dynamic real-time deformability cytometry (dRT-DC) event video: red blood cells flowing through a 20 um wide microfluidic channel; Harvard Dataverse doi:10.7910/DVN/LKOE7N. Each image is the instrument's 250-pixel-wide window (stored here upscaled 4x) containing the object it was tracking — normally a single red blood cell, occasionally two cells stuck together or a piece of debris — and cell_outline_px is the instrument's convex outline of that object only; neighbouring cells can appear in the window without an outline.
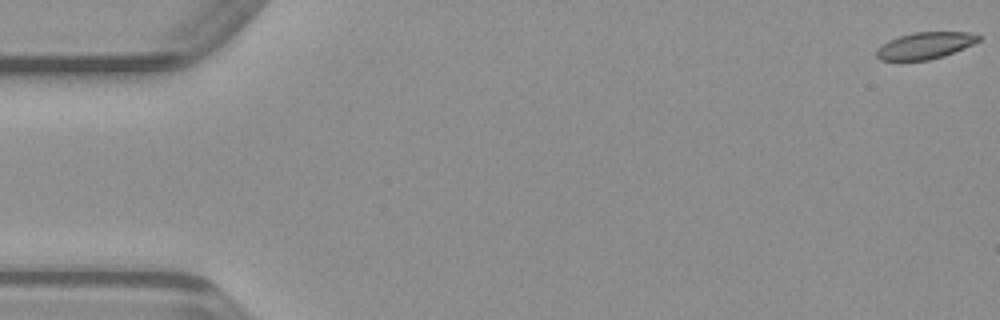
{"species": "common noctule bat (a hibernating species)", "species_latin": "Nyctalus noctula", "temperature_condition": "warm", "stored_images_in_passage": 50, "camera_frame_rate_fps": 3000, "um_per_image_px": 0.085, "animal": {"sex": "male", "body_mass_g": 23.1, "forearm_length_mm": 52.7}, "frame": {"image": 1, "passage_image": 1, "time_ms": 0.0, "image_size_px": [1000, 320], "cell_outline_px": [[980, 40], [964, 48], [944, 56], [928, 60], [880, 60], [876, 56], [876, 52], [888, 40], [900, 36], [916, 32], [968, 32], [980, 36]], "centroid_in_image_um": [78.65, 3.87], "position_along_channel_um": 6.4, "area_um2": 15.61}}
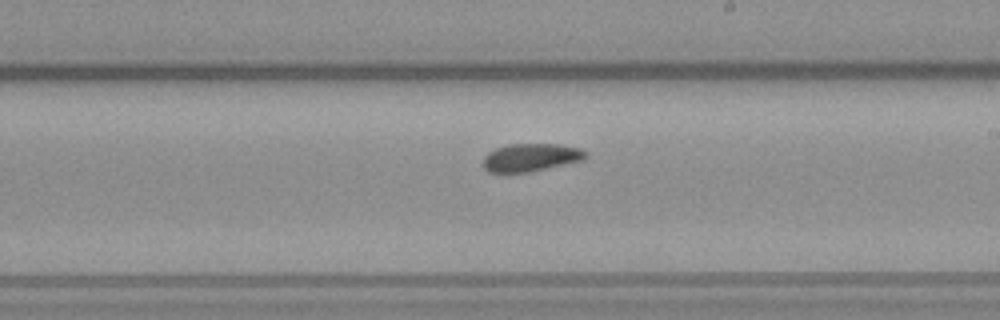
{"frame": {"image": 2, "passage_image": 29, "time_ms": 9.333, "image_size_px": [1000, 320], "cell_outline_px": [[588, 156], [584, 160], [528, 172], [488, 172], [484, 168], [484, 156], [488, 152], [496, 148], [508, 144], [560, 144], [580, 148], [588, 152]], "centroid_in_image_um": [45.15, 13.37], "position_along_channel_um": 243.8, "area_um2": 16.7}}
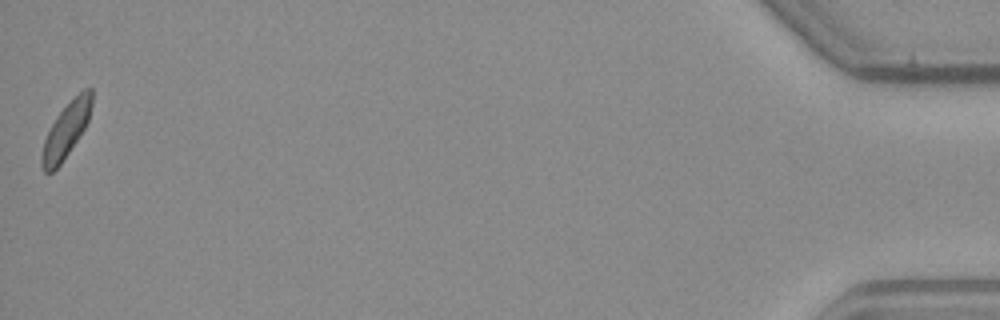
{"frame": {"image": 3, "passage_image": 50, "time_ms": 16.333, "image_size_px": [1000, 320], "cell_outline_px": [[92, 104], [88, 120], [84, 128], [60, 164], [52, 172], [44, 172], [40, 164], [40, 156], [44, 140], [56, 116], [84, 88], [92, 88]], "centroid_in_image_um": [5.59, 11.09], "position_along_channel_um": 429.6, "area_um2": 15.55}}